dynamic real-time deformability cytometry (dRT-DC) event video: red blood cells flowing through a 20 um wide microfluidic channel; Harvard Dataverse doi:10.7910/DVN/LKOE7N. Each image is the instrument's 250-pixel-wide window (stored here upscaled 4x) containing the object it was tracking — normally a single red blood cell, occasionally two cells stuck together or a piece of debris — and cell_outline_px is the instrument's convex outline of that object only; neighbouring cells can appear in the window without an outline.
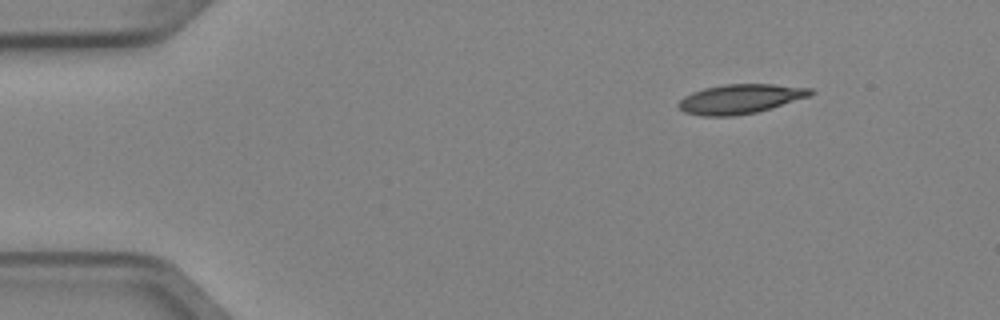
{"species": "Egyptian fruit bat (a non-hibernating species)", "species_latin": "Rousettus aegyptiacus", "temperature_condition": "cold", "stored_images_in_passage": 4, "segment_of_instrument_passage": [2, 2], "camera_frame_rate_fps": 3000, "um_per_image_px": 0.085, "animal": {"sex": "female"}, "frame": {"image": 1, "passage_image": 4, "time_ms": 1.0, "image_size_px": [1000, 320], "cell_outline_px": [[816, 92], [812, 96], [756, 112], [736, 116], [704, 116], [684, 112], [676, 104], [684, 96], [692, 92], [704, 88], [724, 84], [772, 84], [812, 88]], "centroid_in_image_um": [62.95, 8.4], "position_along_channel_um": 22.1, "area_um2": 22.77}}